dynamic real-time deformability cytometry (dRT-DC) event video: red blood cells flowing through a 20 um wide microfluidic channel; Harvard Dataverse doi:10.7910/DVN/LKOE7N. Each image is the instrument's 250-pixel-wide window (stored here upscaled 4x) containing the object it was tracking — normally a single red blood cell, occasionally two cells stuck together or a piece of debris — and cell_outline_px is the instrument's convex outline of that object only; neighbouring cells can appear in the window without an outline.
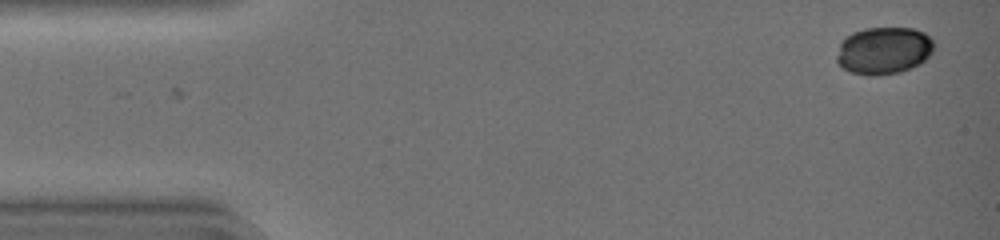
{"species": "common noctule bat (a hibernating species)", "species_latin": "Nyctalus noctula", "temperature_condition": "warm", "stored_images_in_passage": 2, "camera_frame_rate_fps": 3000, "um_per_image_px": 0.085, "animal": {"sex": "female", "body_mass_g": 19.0, "forearm_length_mm": 51.5}, "frame": {"image": 1, "passage_image": 2, "time_ms": 0.333, "image_size_px": [1000, 240], "cell_outline_px": [[932, 52], [920, 64], [900, 72], [876, 76], [868, 76], [852, 72], [844, 68], [836, 60], [836, 56], [840, 40], [852, 32], [864, 28], [912, 28], [924, 32], [932, 40]], "centroid_in_image_um": [75.08, 4.29], "position_along_channel_um": 9.9, "area_um2": 26.88}}